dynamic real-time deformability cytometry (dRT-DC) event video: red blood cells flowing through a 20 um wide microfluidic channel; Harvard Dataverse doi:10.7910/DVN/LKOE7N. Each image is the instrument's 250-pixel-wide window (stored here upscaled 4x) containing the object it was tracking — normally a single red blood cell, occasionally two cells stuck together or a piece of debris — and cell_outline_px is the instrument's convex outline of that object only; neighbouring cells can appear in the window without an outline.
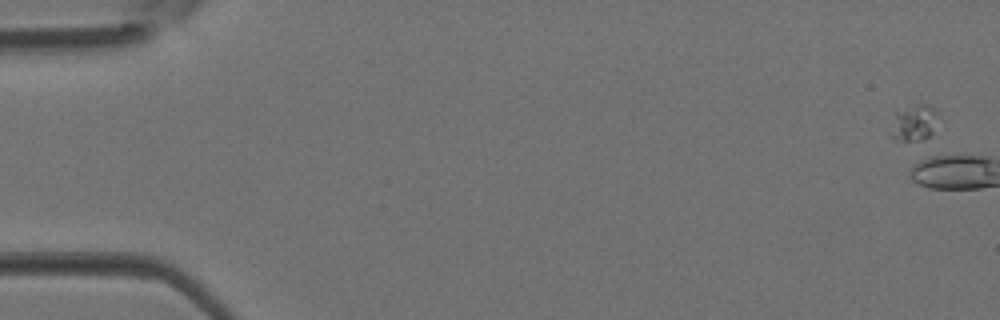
{"species": "Egyptian fruit bat (a non-hibernating species)", "species_latin": "Rousettus aegyptiacus", "temperature_condition": "room temperature", "stored_images_in_passage": 5, "segment_of_instrument_passage": [1, 2], "camera_frame_rate_fps": 3000, "um_per_image_px": 0.085, "animal": {"sex": "female"}, "frame": {"image": 1, "passage_image": 1, "time_ms": 0.0, "image_size_px": [1000, 320], "cell_outline_px": [[944, 120], [924, 140], [892, 140], [888, 132], [896, 112], [916, 104], [928, 104], [940, 112]], "centroid_in_image_um": [77.78, 10.44], "position_along_channel_um": 7.2, "area_um2": 10.69}}